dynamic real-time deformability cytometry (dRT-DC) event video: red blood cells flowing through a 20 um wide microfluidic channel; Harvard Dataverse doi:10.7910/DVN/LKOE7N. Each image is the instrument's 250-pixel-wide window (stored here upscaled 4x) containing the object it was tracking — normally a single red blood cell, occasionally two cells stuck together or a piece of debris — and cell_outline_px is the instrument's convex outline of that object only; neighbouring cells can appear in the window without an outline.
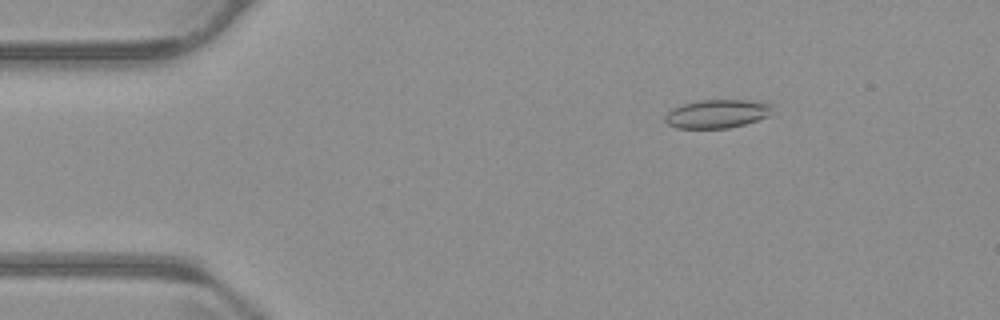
{"species": "common noctule bat (a hibernating species)", "species_latin": "Nyctalus noctula", "temperature_condition": "warm", "stored_images_in_passage": 56, "camera_frame_rate_fps": 3000, "um_per_image_px": 0.085, "animal": {"sex": "male", "body_mass_g": 23.1, "forearm_length_mm": 52.7}, "frame": {"image": 1, "passage_image": 9, "time_ms": 2.667, "image_size_px": [1000, 320], "cell_outline_px": [[772, 104], [768, 116], [744, 124], [728, 128], [676, 128], [668, 124], [664, 120], [664, 116], [672, 108], [684, 104], [700, 100], [744, 100]], "centroid_in_image_um": [60.89, 9.68], "position_along_channel_um": 24.1, "area_um2": 17.57}}
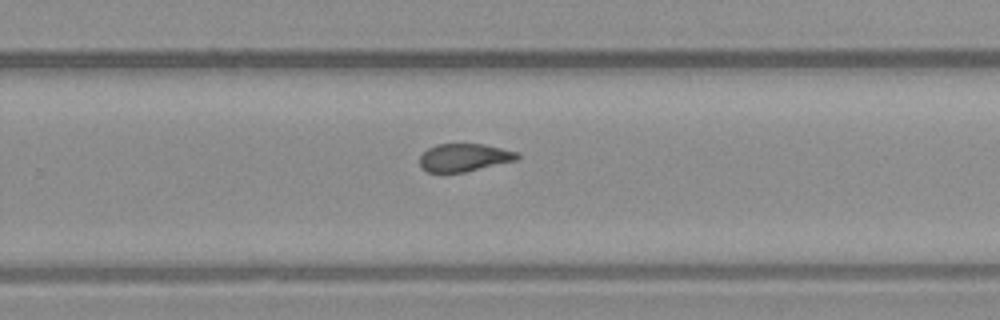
{"frame": {"image": 2, "passage_image": 36, "time_ms": 11.667, "image_size_px": [1000, 320], "cell_outline_px": [[520, 156], [516, 160], [464, 172], [428, 172], [420, 168], [420, 156], [428, 148], [436, 144], [484, 144], [520, 152]], "centroid_in_image_um": [39.46, 13.38], "position_along_channel_um": 290.3, "area_um2": 15.84}}
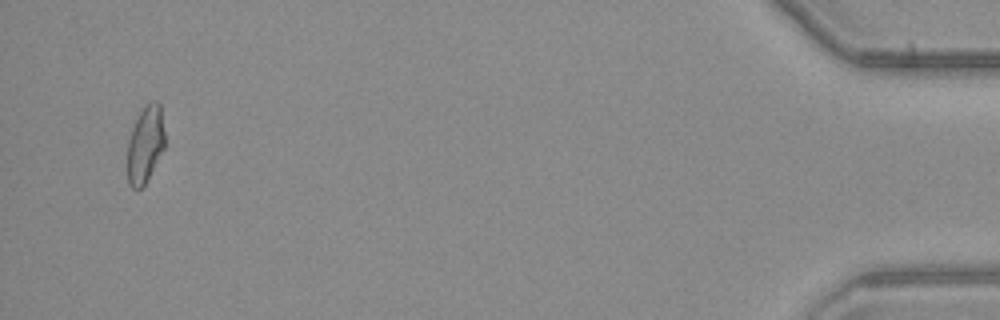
{"frame": {"image": 3, "passage_image": 54, "time_ms": 17.667, "image_size_px": [1000, 320], "cell_outline_px": [[164, 148], [144, 184], [140, 188], [132, 188], [128, 184], [128, 140], [132, 128], [140, 112], [152, 100], [156, 100], [160, 104], [164, 132]], "centroid_in_image_um": [12.34, 12.26], "position_along_channel_um": 422.9, "area_um2": 16.36}, "authors_computed_cell_mechanics": {"area_um2": 17.1377, "velocity_mm_per_s": 3.7277, "shape_relaxation_time_tau1_ms": 6.5141, "shape_relaxation_time_tau2_ms": 1.6496, "deformation_change_tau1": 0.1506, "deformation_change_tau2": 0.0848}}